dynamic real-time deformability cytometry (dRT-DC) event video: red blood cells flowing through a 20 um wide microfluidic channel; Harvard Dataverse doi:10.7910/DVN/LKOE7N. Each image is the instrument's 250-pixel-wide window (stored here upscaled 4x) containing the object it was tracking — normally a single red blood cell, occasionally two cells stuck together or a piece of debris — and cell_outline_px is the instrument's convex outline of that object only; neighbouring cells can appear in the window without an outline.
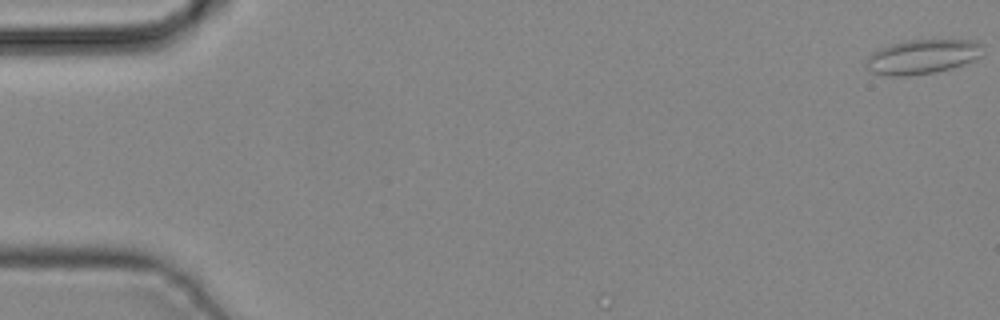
{"species": "common noctule bat (a hibernating species)", "species_latin": "Nyctalus noctula", "temperature_condition": "cold", "stored_images_in_passage": 7, "camera_frame_rate_fps": 3000, "um_per_image_px": 0.085, "animal": {"sex": "male", "body_mass_g": 19.2, "forearm_length_mm": 51.8}, "frame": {"image": 1, "passage_image": 1, "time_ms": 0.0, "image_size_px": [1000, 320], "cell_outline_px": [[984, 56], [964, 64], [952, 68], [936, 72], [908, 76], [884, 76], [872, 72], [864, 64], [868, 56], [872, 52], [880, 48], [904, 40], [972, 40], [984, 44]], "centroid_in_image_um": [78.43, 4.82], "position_along_channel_um": 6.6, "area_um2": 23.87}}